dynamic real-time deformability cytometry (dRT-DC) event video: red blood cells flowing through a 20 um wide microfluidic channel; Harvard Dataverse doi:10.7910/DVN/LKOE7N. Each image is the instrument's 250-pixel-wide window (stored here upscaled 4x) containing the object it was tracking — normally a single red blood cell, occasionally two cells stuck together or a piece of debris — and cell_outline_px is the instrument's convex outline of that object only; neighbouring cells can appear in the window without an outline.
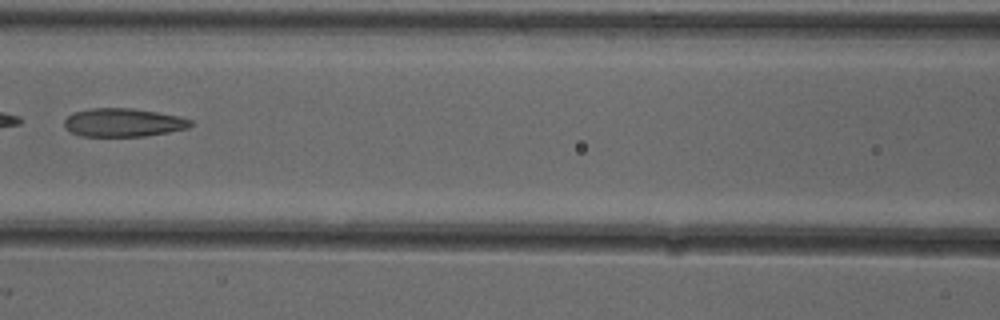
{"species": "common noctule bat (a hibernating species)", "species_latin": "Nyctalus noctula", "temperature_condition": "cold", "stored_images_in_passage": 7, "camera_frame_rate_fps": 3000, "um_per_image_px": 0.085, "animal": {"sex": "female"}, "frame": {"image": 1, "passage_image": 6, "time_ms": 1.667, "image_size_px": [1000, 320], "cell_outline_px": [[192, 124], [188, 128], [168, 132], [144, 136], [84, 136], [72, 132], [64, 128], [64, 120], [72, 112], [92, 108], [132, 108], [180, 116], [192, 120]], "centroid_in_image_um": [10.47, 10.41], "position_along_channel_um": 156.1, "area_um2": 20.87}}
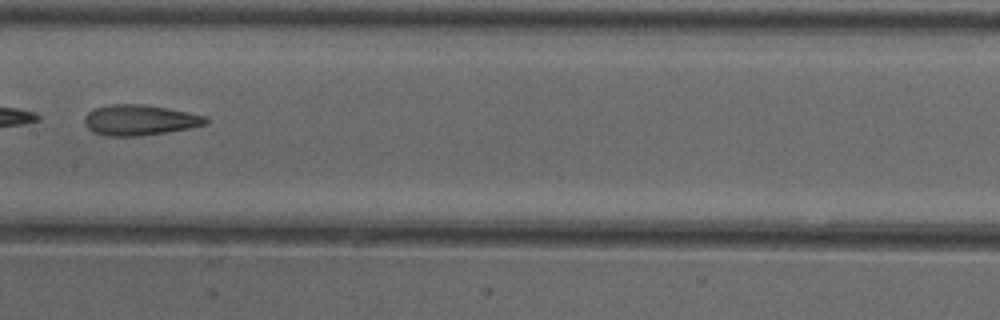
{"frame": {"image": 2, "passage_image": 7, "time_ms": 2.0, "image_size_px": [1000, 320], "cell_outline_px": [[208, 124], [188, 128], [140, 136], [104, 136], [92, 132], [84, 124], [84, 116], [88, 112], [96, 108], [112, 104], [144, 104], [168, 108], [208, 116]], "centroid_in_image_um": [11.86, 10.2], "position_along_channel_um": 195.5, "area_um2": 21.68}}